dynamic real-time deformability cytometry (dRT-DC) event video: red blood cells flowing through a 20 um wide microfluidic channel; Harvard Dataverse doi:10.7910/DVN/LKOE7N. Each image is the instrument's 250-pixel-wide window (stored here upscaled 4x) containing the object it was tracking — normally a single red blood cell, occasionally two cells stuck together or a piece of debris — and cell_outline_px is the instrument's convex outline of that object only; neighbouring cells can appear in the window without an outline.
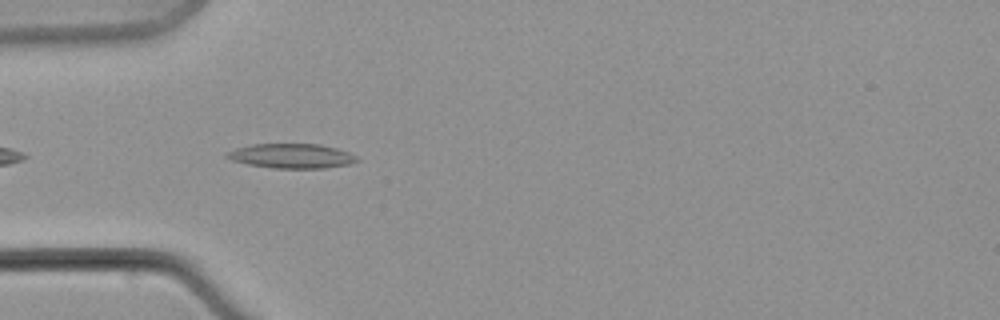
{"species": "common noctule bat (a hibernating species)", "species_latin": "Nyctalus noctula", "temperature_condition": "warm", "stored_images_in_passage": 11, "camera_frame_rate_fps": 3000, "um_per_image_px": 0.085, "animal": {"sex": "male", "body_mass_g": 21.5, "forearm_length_mm": 52.0}, "frame": {"image": 1, "passage_image": 7, "time_ms": 8.333, "image_size_px": [1000, 320], "cell_outline_px": [[360, 160], [348, 164], [324, 168], [272, 168], [248, 164], [232, 160], [224, 156], [224, 152], [236, 148], [252, 144], [320, 144], [336, 148], [348, 152], [356, 156]], "centroid_in_image_um": [24.75, 13.25], "position_along_channel_um": 60.3, "area_um2": 18.61}}